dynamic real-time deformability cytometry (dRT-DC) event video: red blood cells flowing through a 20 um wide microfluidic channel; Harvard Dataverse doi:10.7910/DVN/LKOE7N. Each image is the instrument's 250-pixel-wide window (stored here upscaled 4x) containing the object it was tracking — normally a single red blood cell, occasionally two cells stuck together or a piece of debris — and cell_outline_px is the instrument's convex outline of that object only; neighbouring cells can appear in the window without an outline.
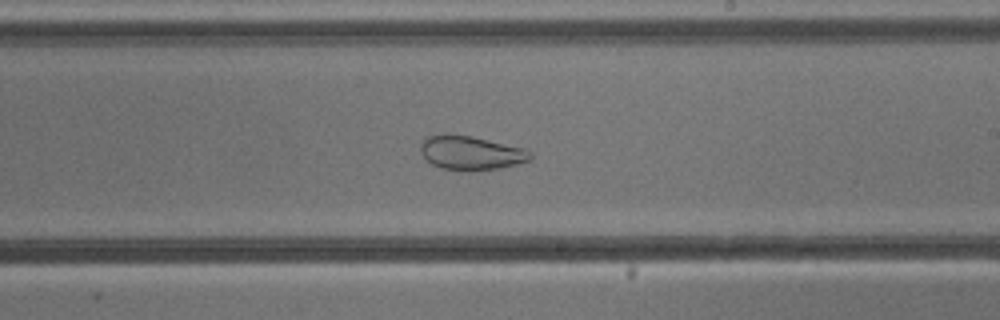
{"species": "common noctule bat (a hibernating species)", "species_latin": "Nyctalus noctula", "temperature_condition": "cold", "stored_images_in_passage": 53, "camera_frame_rate_fps": 3000, "um_per_image_px": 0.085, "animal": {"sex": "male", "body_mass_g": 13.3}, "frame": {"image": 1, "passage_image": 31, "time_ms": 10.0, "image_size_px": [1000, 320], "cell_outline_px": [[532, 160], [500, 168], [440, 168], [432, 164], [424, 156], [420, 148], [420, 144], [428, 136], [472, 136], [524, 148], [532, 152]], "centroid_in_image_um": [40.09, 12.98], "position_along_channel_um": 248.9, "area_um2": 20.63}}
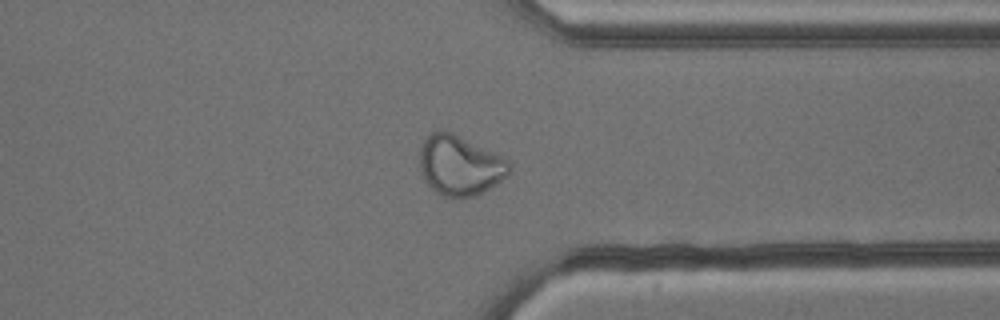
{"frame": {"image": 2, "passage_image": 41, "time_ms": 13.333, "image_size_px": [1000, 320], "cell_outline_px": [[512, 164], [508, 172], [500, 180], [476, 196], [444, 196], [436, 192], [424, 180], [420, 168], [420, 148], [424, 140], [432, 132], [452, 132], [508, 160]], "centroid_in_image_um": [39.06, 14.06], "position_along_channel_um": 372.3, "area_um2": 30.46}}
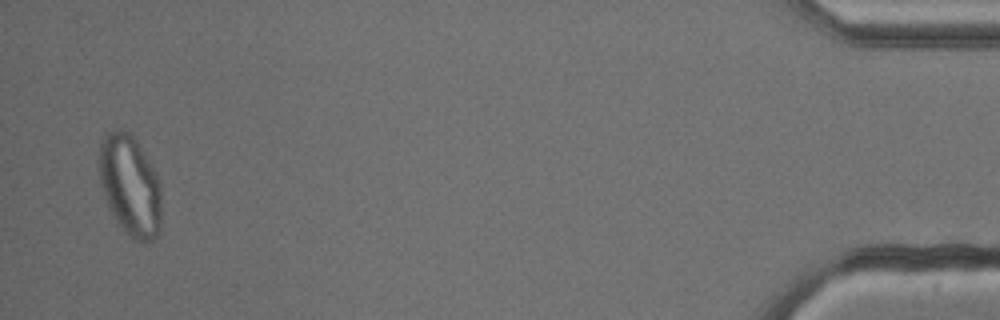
{"frame": {"image": 3, "passage_image": 52, "time_ms": 17.0, "image_size_px": [1000, 320], "cell_outline_px": [[160, 232], [152, 240], [136, 240], [116, 220], [108, 204], [100, 184], [100, 144], [104, 136], [108, 132], [120, 128], [132, 132], [152, 164], [160, 184]], "centroid_in_image_um": [11.07, 15.69], "position_along_channel_um": 424.1, "area_um2": 36.18}}